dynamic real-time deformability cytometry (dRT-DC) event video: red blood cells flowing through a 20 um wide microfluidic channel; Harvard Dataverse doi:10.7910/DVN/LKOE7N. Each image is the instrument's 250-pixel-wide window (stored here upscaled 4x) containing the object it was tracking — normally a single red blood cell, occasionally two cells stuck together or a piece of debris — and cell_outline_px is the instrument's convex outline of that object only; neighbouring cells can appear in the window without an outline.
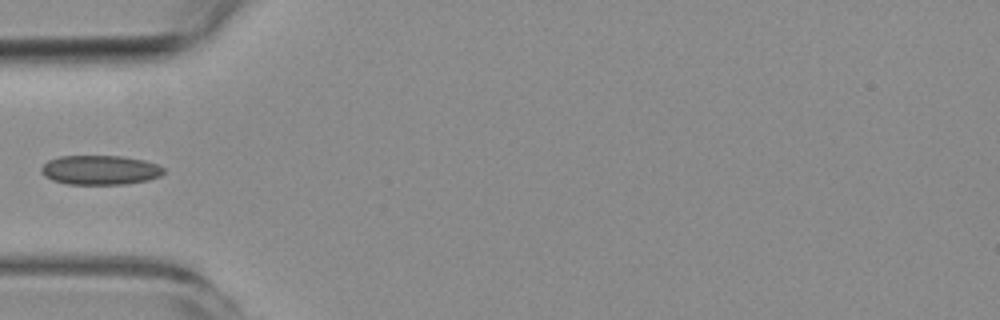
{"species": "common noctule bat (a hibernating species)", "species_latin": "Nyctalus noctula", "temperature_condition": "room temperature", "stored_images_in_passage": 5, "camera_frame_rate_fps": 3000, "um_per_image_px": 0.085, "animal": {"sex": "female", "body_mass_g": 19.3, "forearm_length_mm": 54.1}, "frame": {"image": 1, "passage_image": 5, "time_ms": 4.667, "image_size_px": [1000, 320], "cell_outline_px": [[164, 172], [160, 176], [148, 180], [124, 184], [68, 184], [52, 180], [44, 176], [40, 172], [40, 168], [48, 160], [60, 156], [120, 156], [144, 160], [156, 164], [164, 168]], "centroid_in_image_um": [8.48, 14.45], "position_along_channel_um": 76.5, "area_um2": 20.98}}